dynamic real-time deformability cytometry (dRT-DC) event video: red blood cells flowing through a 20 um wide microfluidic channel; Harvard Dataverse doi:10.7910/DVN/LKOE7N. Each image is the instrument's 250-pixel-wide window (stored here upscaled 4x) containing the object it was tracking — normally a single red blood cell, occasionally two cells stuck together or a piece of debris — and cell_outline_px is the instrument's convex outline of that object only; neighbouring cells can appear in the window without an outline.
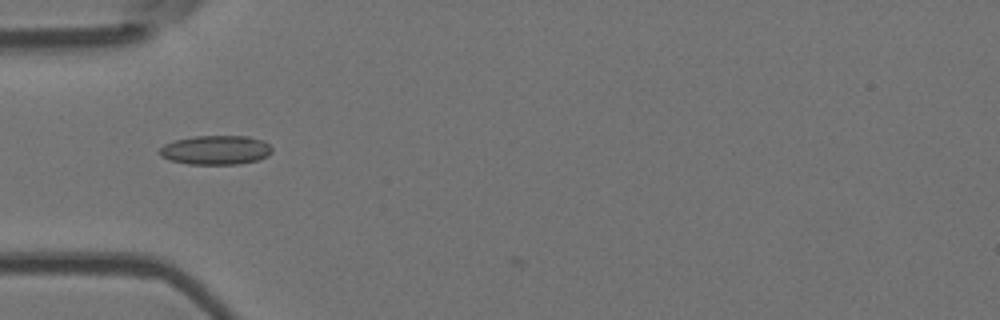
{"species": "Egyptian fruit bat (a non-hibernating species)", "species_latin": "Rousettus aegyptiacus", "temperature_condition": "room temperature", "stored_images_in_passage": 3, "camera_frame_rate_fps": 3000, "um_per_image_px": 0.085, "animal": {"sex": "female"}, "frame": {"image": 1, "passage_image": 1, "time_ms": 0.0, "image_size_px": [1000, 320], "cell_outline_px": [[272, 152], [268, 156], [256, 160], [240, 164], [188, 164], [172, 160], [160, 156], [160, 148], [164, 144], [176, 140], [192, 136], [248, 136], [264, 140], [272, 148]], "centroid_in_image_um": [18.36, 12.74], "position_along_channel_um": 66.6, "area_um2": 19.13}}